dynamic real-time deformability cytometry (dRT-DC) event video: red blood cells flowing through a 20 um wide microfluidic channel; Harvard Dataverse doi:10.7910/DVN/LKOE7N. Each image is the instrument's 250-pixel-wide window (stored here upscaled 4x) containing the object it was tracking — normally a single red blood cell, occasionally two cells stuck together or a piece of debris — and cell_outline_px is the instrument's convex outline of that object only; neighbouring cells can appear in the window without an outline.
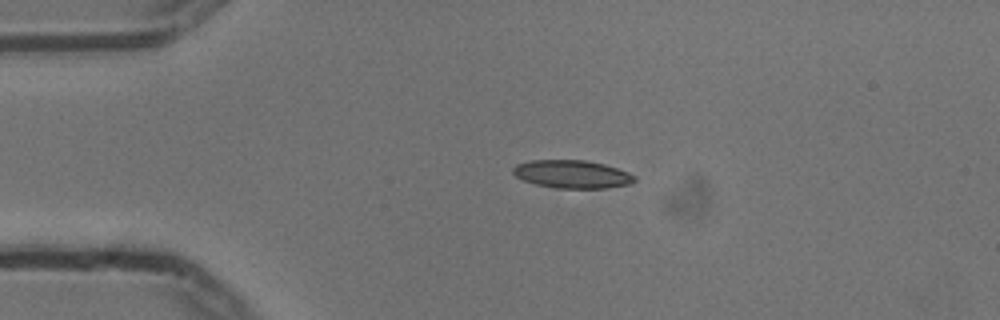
{"species": "common noctule bat (a hibernating species)", "species_latin": "Nyctalus noctula", "temperature_condition": "cold", "stored_images_in_passage": 44, "camera_frame_rate_fps": 3000, "um_per_image_px": 0.085, "animal": {"sex": "male", "body_mass_g": 13.3}, "frame": {"image": 1, "passage_image": 1, "time_ms": 0.0, "image_size_px": [1000, 320], "cell_outline_px": [[636, 180], [628, 184], [608, 188], [552, 188], [536, 184], [524, 180], [516, 176], [512, 172], [512, 168], [516, 164], [532, 160], [584, 160], [604, 164], [628, 172], [636, 176]], "centroid_in_image_um": [48.62, 14.81], "position_along_channel_um": 36.4, "area_um2": 19.83}}
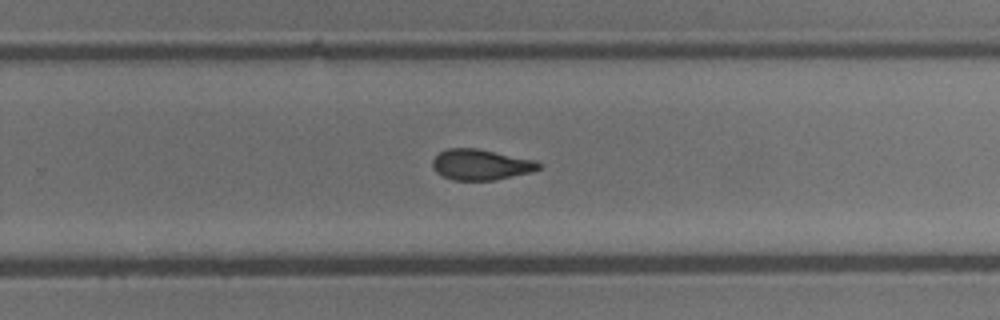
{"frame": {"image": 2, "passage_image": 24, "time_ms": 7.667, "image_size_px": [1000, 320], "cell_outline_px": [[540, 168], [532, 172], [496, 180], [452, 180], [436, 172], [432, 168], [432, 160], [440, 152], [448, 148], [480, 148], [536, 160], [540, 164]], "centroid_in_image_um": [40.88, 13.99], "position_along_channel_um": 288.9, "area_um2": 19.19}}
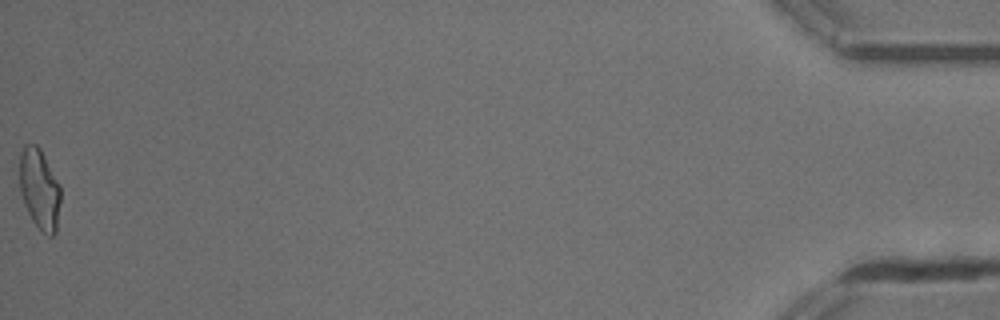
{"frame": {"image": 3, "passage_image": 44, "time_ms": 14.333, "image_size_px": [1000, 320], "cell_outline_px": [[60, 200], [56, 232], [52, 236], [48, 236], [32, 220], [24, 204], [20, 192], [20, 152], [24, 144], [36, 144], [40, 148], [60, 184]], "centroid_in_image_um": [3.35, 16.04], "position_along_channel_um": 431.8, "area_um2": 19.19}, "authors_computed_cell_mechanics": {"area_um2": 19.4786, "velocity_mm_per_s": 3.7363, "shape_relaxation_time_tau1_ms": null, "shape_relaxation_time_tau2_ms": 3.1736, "deformation_change_tau1": null, "deformation_change_tau2": 0.0968}}